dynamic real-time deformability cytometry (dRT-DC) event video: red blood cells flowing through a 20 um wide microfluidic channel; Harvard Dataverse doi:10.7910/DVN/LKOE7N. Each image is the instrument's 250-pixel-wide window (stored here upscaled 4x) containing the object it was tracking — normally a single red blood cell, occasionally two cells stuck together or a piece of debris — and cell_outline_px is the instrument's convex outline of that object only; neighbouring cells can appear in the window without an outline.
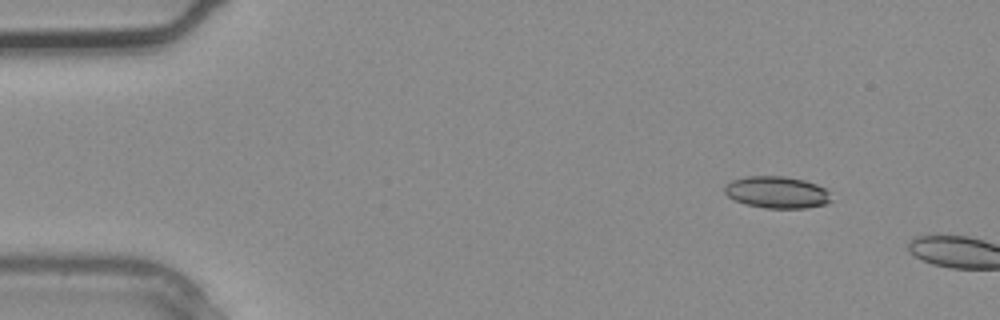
{"species": "common noctule bat (a hibernating species)", "species_latin": "Nyctalus noctula", "temperature_condition": "warm", "stored_images_in_passage": 2, "camera_frame_rate_fps": 3000, "um_per_image_px": 0.085, "animal": {"sex": "male", "body_mass_g": 20.4}, "frame": {"image": 1, "passage_image": 1, "time_ms": 0.0, "image_size_px": [1000, 320], "cell_outline_px": [[832, 200], [824, 204], [804, 208], [764, 208], [744, 204], [728, 196], [724, 192], [724, 188], [732, 180], [744, 176], [784, 176], [804, 180], [816, 184], [824, 188], [828, 192]], "centroid_in_image_um": [66.02, 16.34], "position_along_channel_um": 19.0, "area_um2": 19.71}}